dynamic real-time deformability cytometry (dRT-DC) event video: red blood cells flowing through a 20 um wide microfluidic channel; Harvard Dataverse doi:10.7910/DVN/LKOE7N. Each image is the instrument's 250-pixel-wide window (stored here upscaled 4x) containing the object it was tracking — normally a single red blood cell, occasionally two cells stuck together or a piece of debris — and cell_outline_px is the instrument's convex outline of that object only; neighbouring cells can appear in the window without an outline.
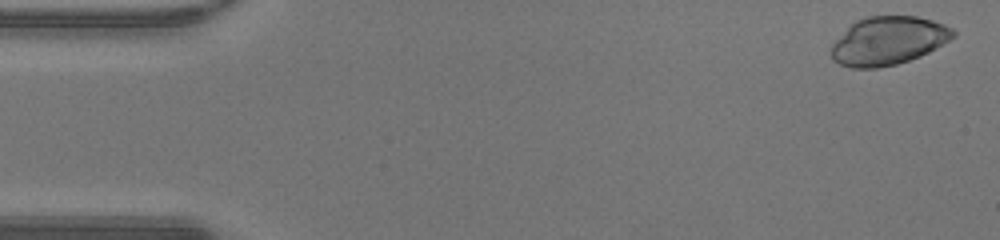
{"species": "human", "species_latin": "Homo sapiens", "temperature_condition": "warm", "stored_images_in_passage": 48, "camera_frame_rate_fps": 3000, "um_per_image_px": 0.085, "donor": {"sex": "male"}, "frame": {"image": 1, "passage_image": 2, "time_ms": 0.333, "image_size_px": [1000, 240], "cell_outline_px": [[956, 36], [928, 52], [920, 56], [896, 64], [876, 68], [852, 68], [840, 64], [832, 60], [828, 52], [832, 44], [856, 20], [868, 16], [916, 16], [932, 20], [944, 24], [952, 28], [956, 32]], "centroid_in_image_um": [75.48, 3.47], "position_along_channel_um": 9.5, "area_um2": 34.28}}
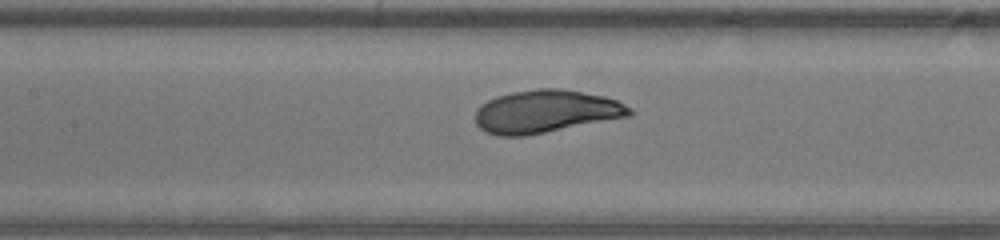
{"frame": {"image": 2, "passage_image": 22, "time_ms": 7.0, "image_size_px": [1000, 240], "cell_outline_px": [[632, 116], [524, 136], [496, 136], [480, 128], [476, 124], [476, 112], [480, 104], [496, 96], [512, 92], [536, 88], [560, 88], [604, 96], [616, 100], [632, 108]], "centroid_in_image_um": [46.4, 9.47], "position_along_channel_um": 161.0, "area_um2": 38.55}}
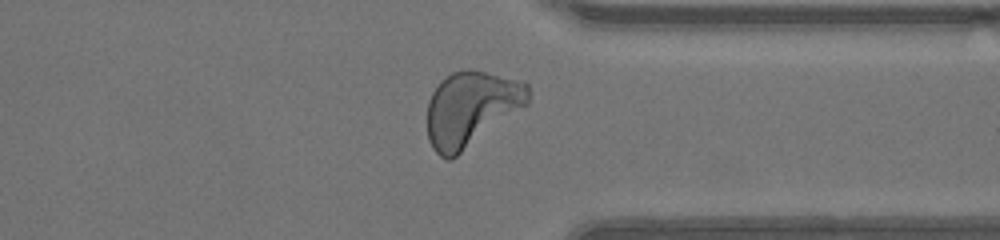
{"frame": {"image": 3, "passage_image": 37, "time_ms": 12.0, "image_size_px": [1000, 240], "cell_outline_px": [[528, 104], [524, 108], [452, 160], [448, 160], [440, 156], [432, 148], [428, 140], [428, 100], [432, 92], [440, 80], [452, 72], [464, 68], [472, 68], [524, 80], [528, 84]], "centroid_in_image_um": [40.06, 9.22], "position_along_channel_um": 371.3, "area_um2": 44.97}, "authors_computed_cell_mechanics": {"area_um2": 38.6104, "velocity_mm_per_s": 4.2811, "shape_relaxation_time_tau1_ms": 2.0018, "shape_relaxation_time_tau2_ms": 0.6437, "deformation_change_tau1": 0.1757, "deformation_change_tau2": 0.066}}